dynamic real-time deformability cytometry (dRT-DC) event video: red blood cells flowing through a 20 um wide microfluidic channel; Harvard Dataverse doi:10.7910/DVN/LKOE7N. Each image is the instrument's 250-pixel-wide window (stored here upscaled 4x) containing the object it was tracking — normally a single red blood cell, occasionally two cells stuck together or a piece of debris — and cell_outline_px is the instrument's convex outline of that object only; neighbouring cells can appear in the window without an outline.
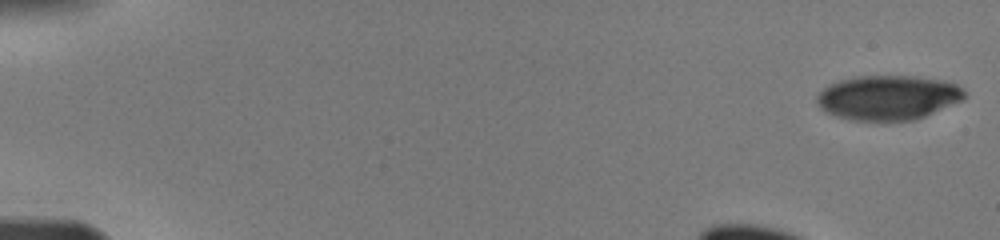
{"species": "human", "species_latin": "Homo sapiens", "temperature_condition": "warm", "stored_images_in_passage": 30, "camera_frame_rate_fps": 3000, "um_per_image_px": 0.085, "donor": {"sex": "male"}, "frame": {"image": 1, "passage_image": 1, "time_ms": 0.0, "image_size_px": [1000, 240], "cell_outline_px": [[968, 96], [964, 100], [924, 116], [912, 120], [856, 120], [836, 116], [820, 108], [816, 100], [816, 96], [824, 88], [840, 80], [856, 76], [916, 76], [944, 80], [956, 84], [964, 88]], "centroid_in_image_um": [75.54, 8.28], "position_along_channel_um": 9.5, "area_um2": 38.32}}
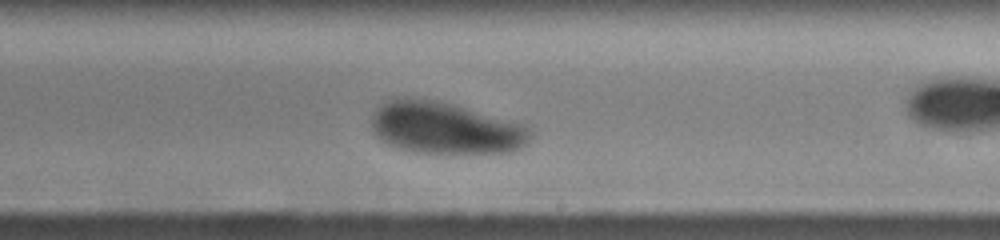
{"frame": {"image": 2, "passage_image": 20, "time_ms": 9.0, "image_size_px": [1000, 240], "cell_outline_px": [[536, 136], [528, 144], [516, 152], [452, 156], [436, 156], [408, 152], [384, 144], [372, 132], [372, 112], [384, 100], [392, 96], [404, 96], [436, 100], [452, 104], [512, 120], [524, 124], [532, 128]], "centroid_in_image_um": [37.87, 10.94], "position_along_channel_um": 251.1, "area_um2": 51.1}}
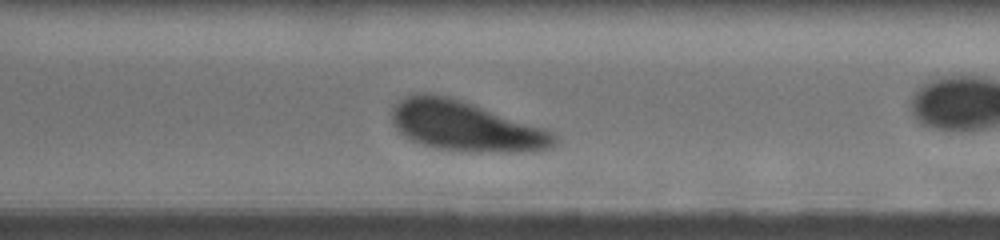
{"frame": {"image": 3, "passage_image": 28, "time_ms": 11.0, "image_size_px": [1000, 240], "cell_outline_px": [[560, 140], [552, 148], [532, 152], [452, 152], [420, 144], [404, 136], [392, 124], [392, 108], [400, 100], [416, 92], [432, 92], [448, 96], [544, 128], [560, 136]], "centroid_in_image_um": [39.6, 10.75], "position_along_channel_um": 331.0, "area_um2": 47.97}}